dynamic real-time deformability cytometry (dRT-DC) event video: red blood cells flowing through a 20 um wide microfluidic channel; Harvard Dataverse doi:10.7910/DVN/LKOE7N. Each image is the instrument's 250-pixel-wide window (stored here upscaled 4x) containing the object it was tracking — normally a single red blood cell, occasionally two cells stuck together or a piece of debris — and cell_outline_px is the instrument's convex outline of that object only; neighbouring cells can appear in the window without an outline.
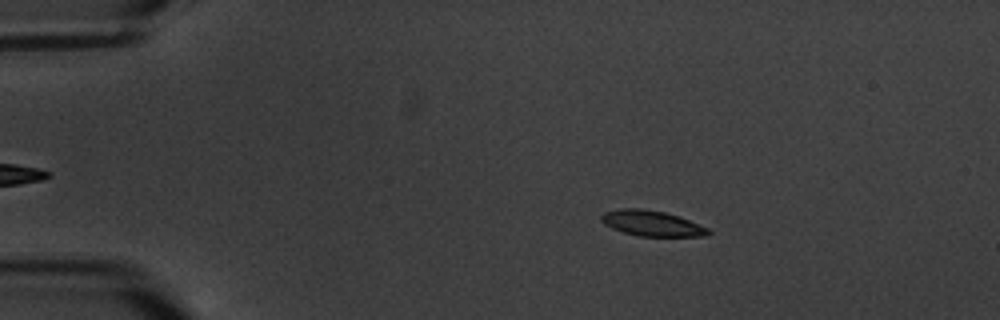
{"species": "common noctule bat (a hibernating species)", "species_latin": "Nyctalus noctula", "temperature_condition": "warm", "stored_images_in_passage": 4, "camera_frame_rate_fps": 3000, "um_per_image_px": 0.085, "animal": {"sex": "male", "body_mass_g": 20.1, "forearm_length_mm": 53.5}, "frame": {"image": 1, "passage_image": 2, "time_ms": 2.0, "image_size_px": [1000, 320], "cell_outline_px": [[712, 232], [708, 236], [640, 236], [624, 232], [612, 228], [604, 224], [600, 220], [600, 216], [604, 212], [620, 208], [640, 208], [664, 212], [680, 216], [708, 228]], "centroid_in_image_um": [55.41, 18.98], "position_along_channel_um": 29.6, "area_um2": 15.95}}